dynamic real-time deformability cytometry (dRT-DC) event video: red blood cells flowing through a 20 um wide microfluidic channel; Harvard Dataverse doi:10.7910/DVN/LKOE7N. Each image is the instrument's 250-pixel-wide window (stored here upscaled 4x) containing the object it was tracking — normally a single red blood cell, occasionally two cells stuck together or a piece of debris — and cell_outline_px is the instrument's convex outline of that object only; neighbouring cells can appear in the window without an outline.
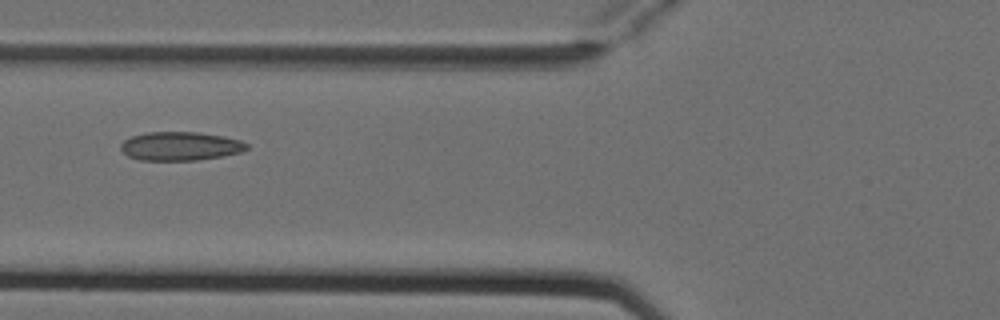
{"species": "Egyptian fruit bat (a non-hibernating species)", "species_latin": "Rousettus aegyptiacus", "temperature_condition": "cold", "stored_images_in_passage": 7, "camera_frame_rate_fps": 3000, "um_per_image_px": 0.085, "animal": {"sex": "female"}, "frame": {"image": 1, "passage_image": 5, "time_ms": 1.333, "image_size_px": [1000, 320], "cell_outline_px": [[248, 148], [240, 152], [220, 156], [196, 160], [140, 160], [128, 156], [120, 148], [120, 144], [124, 140], [132, 136], [148, 132], [200, 132], [224, 136], [240, 140], [248, 144]], "centroid_in_image_um": [15.32, 12.41], "position_along_channel_um": 110.5, "area_um2": 20.98}}
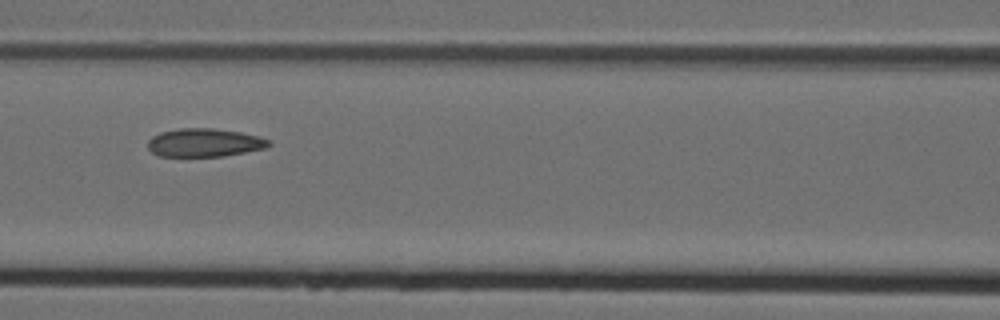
{"frame": {"image": 2, "passage_image": 6, "time_ms": 1.667, "image_size_px": [1000, 320], "cell_outline_px": [[272, 144], [264, 148], [224, 156], [156, 156], [148, 148], [148, 140], [152, 136], [160, 132], [180, 128], [212, 128], [240, 132], [260, 136], [268, 140]], "centroid_in_image_um": [17.35, 12.12], "position_along_channel_um": 149.3, "area_um2": 19.94}}
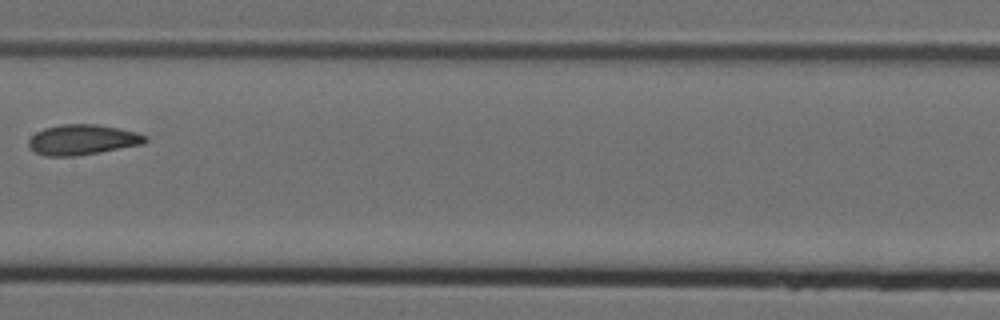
{"frame": {"image": 3, "passage_image": 7, "time_ms": 2.0, "image_size_px": [1000, 320], "cell_outline_px": [[148, 140], [144, 144], [100, 152], [76, 156], [44, 156], [28, 148], [28, 140], [36, 132], [44, 128], [60, 124], [96, 124], [120, 128], [136, 132], [148, 136]], "centroid_in_image_um": [7.01, 11.87], "position_along_channel_um": 200.4, "area_um2": 20.81}}